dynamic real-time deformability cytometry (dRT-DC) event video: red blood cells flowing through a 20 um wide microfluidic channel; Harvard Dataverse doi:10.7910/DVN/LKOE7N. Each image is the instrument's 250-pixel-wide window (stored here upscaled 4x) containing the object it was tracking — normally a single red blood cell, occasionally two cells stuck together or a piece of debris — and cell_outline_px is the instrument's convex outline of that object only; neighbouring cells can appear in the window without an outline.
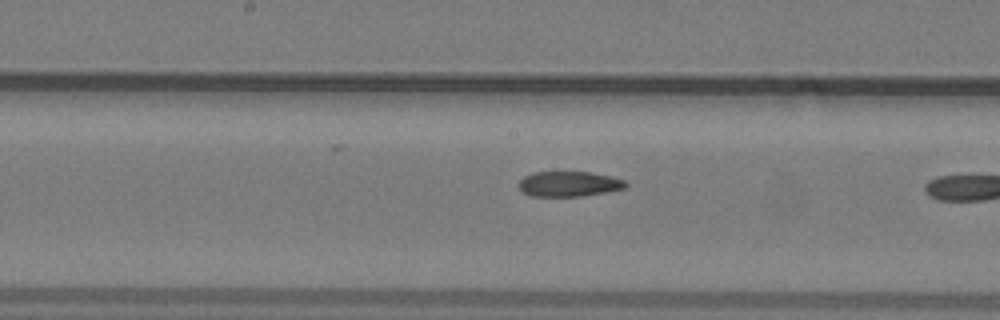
{"species": "common noctule bat (a hibernating species)", "species_latin": "Nyctalus noctula", "temperature_condition": "warm", "stored_images_in_passage": 25, "camera_frame_rate_fps": 3000, "um_per_image_px": 0.085, "animal": {"sex": "male", "body_mass_g": 19.2, "forearm_length_mm": 51.8}, "frame": {"image": 1, "passage_image": 18, "time_ms": 5.667, "image_size_px": [1000, 320], "cell_outline_px": [[628, 188], [584, 196], [528, 196], [520, 188], [520, 180], [524, 176], [532, 172], [588, 172], [612, 176], [624, 180], [628, 184]], "centroid_in_image_um": [48.4, 15.64], "position_along_channel_um": 199.8, "area_um2": 15.78}}